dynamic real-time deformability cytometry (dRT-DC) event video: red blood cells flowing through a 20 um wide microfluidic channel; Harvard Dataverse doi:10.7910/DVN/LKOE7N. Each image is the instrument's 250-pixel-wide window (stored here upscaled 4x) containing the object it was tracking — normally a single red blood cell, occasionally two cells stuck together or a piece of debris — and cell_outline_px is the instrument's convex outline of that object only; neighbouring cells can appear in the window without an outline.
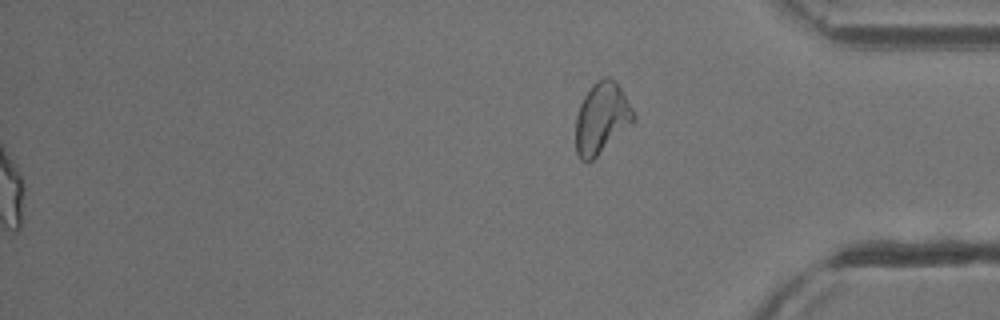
{"species": "common noctule bat (a hibernating species)", "species_latin": "Nyctalus noctula", "temperature_condition": "cold", "stored_images_in_passage": 54, "segment_of_instrument_passage": [2, 2], "camera_frame_rate_fps": 3000, "um_per_image_px": 0.085, "animal": {"sex": "male", "body_mass_g": 13.3}, "frame": {"image": 1, "passage_image": 54, "time_ms": 17.667, "image_size_px": [1000, 320], "cell_outline_px": [[636, 120], [588, 164], [584, 164], [580, 160], [576, 152], [576, 116], [580, 104], [588, 88], [596, 80], [604, 76], [608, 76], [616, 80], [632, 108], [636, 116]], "centroid_in_image_um": [51.13, 10.04], "position_along_channel_um": 384.1, "area_um2": 24.28}}